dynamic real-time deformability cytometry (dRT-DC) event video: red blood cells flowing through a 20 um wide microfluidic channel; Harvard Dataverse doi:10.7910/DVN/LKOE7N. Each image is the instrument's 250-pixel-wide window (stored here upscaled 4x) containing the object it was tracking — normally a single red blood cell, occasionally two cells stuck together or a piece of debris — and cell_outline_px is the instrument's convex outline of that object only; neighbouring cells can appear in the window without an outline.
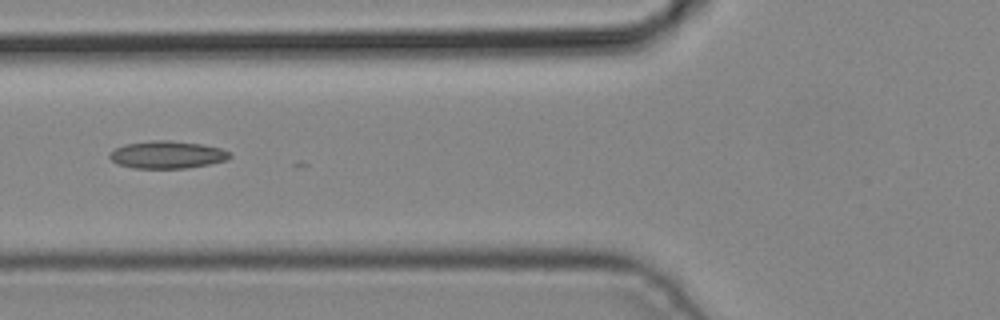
{"species": "common noctule bat (a hibernating species)", "species_latin": "Nyctalus noctula", "temperature_condition": "cold", "stored_images_in_passage": 4, "camera_frame_rate_fps": 3000, "um_per_image_px": 0.085, "animal": {"sex": "male", "body_mass_g": 19.2, "forearm_length_mm": 51.8}, "frame": {"image": 1, "passage_image": 4, "time_ms": 1.0, "image_size_px": [1000, 320], "cell_outline_px": [[232, 156], [228, 160], [208, 164], [184, 168], [132, 168], [116, 164], [108, 156], [116, 148], [124, 144], [152, 140], [168, 140], [204, 144], [220, 148], [232, 152]], "centroid_in_image_um": [14.23, 13.14], "position_along_channel_um": 111.6, "area_um2": 19.36}}